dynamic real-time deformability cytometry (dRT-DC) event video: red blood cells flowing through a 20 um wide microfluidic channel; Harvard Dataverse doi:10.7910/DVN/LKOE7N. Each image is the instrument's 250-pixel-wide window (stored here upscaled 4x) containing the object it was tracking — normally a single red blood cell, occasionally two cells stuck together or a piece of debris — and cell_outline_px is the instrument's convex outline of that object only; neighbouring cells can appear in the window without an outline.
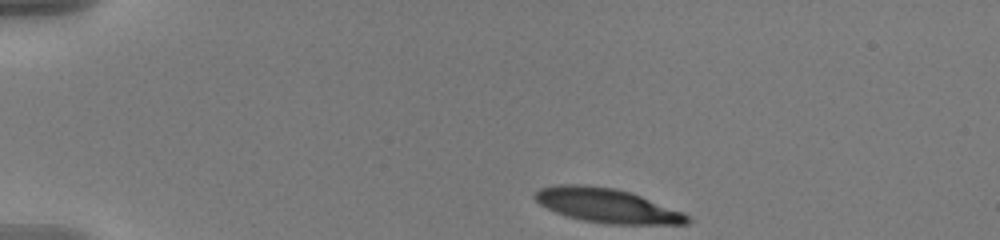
{"species": "human", "species_latin": "Homo sapiens", "temperature_condition": "warm", "stored_images_in_passage": 6, "camera_frame_rate_fps": 3000, "um_per_image_px": 0.085, "donor": {"sex": "male"}, "frame": {"image": 1, "passage_image": 1, "time_ms": 0.0, "image_size_px": [1000, 240], "cell_outline_px": [[692, 220], [688, 224], [608, 224], [584, 220], [568, 216], [556, 212], [540, 204], [532, 196], [540, 188], [560, 184], [576, 184], [616, 188], [632, 192], [684, 212]], "centroid_in_image_um": [51.64, 17.47], "position_along_channel_um": 33.4, "area_um2": 30.4}}
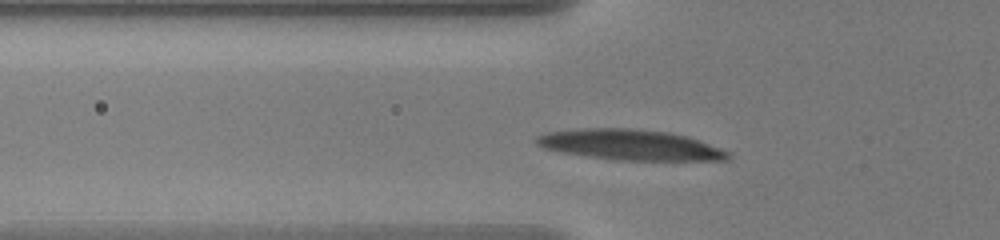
{"frame": {"image": 2, "passage_image": 5, "time_ms": 1.333, "image_size_px": [1000, 240], "cell_outline_px": [[732, 156], [728, 160], [616, 160], [588, 156], [564, 152], [544, 148], [536, 144], [536, 136], [548, 132], [580, 128], [628, 128], [668, 132], [688, 136], [720, 148], [728, 152]], "centroid_in_image_um": [53.58, 12.31], "position_along_channel_um": 72.2, "area_um2": 33.87}}